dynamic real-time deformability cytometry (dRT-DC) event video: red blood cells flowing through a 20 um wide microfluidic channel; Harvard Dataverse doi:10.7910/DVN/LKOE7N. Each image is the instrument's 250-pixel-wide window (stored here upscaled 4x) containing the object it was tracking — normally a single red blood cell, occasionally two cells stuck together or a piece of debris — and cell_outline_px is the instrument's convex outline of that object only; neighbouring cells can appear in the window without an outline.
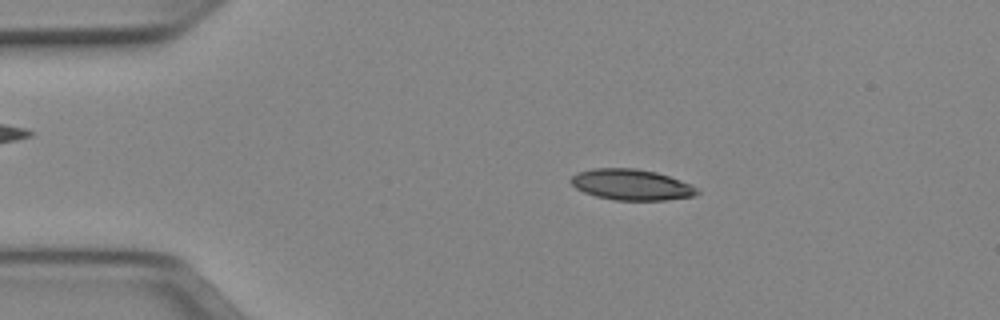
{"species": "Egyptian fruit bat (a non-hibernating species)", "species_latin": "Rousettus aegyptiacus", "temperature_condition": "cold", "stored_images_in_passage": 50, "camera_frame_rate_fps": 3000, "um_per_image_px": 0.085, "animal": {"sex": "female"}, "frame": {"image": 1, "passage_image": 9, "time_ms": 2.667, "image_size_px": [1000, 320], "cell_outline_px": [[700, 192], [692, 196], [664, 200], [612, 200], [596, 196], [584, 192], [576, 188], [568, 180], [576, 172], [592, 168], [636, 168], [656, 172], [692, 184]], "centroid_in_image_um": [53.63, 15.69], "position_along_channel_um": 31.4, "area_um2": 22.77}}
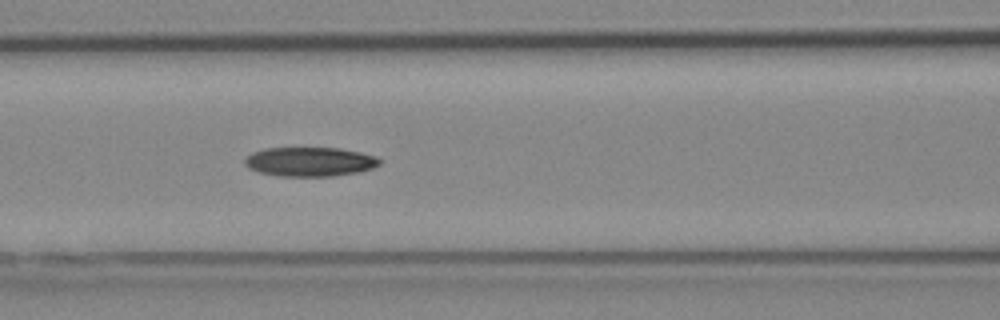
{"frame": {"image": 2, "passage_image": 21, "time_ms": 6.667, "image_size_px": [1000, 320], "cell_outline_px": [[384, 160], [380, 164], [372, 168], [360, 172], [332, 176], [280, 176], [260, 172], [248, 168], [244, 164], [244, 156], [252, 152], [264, 148], [340, 148], [360, 152], [376, 156]], "centroid_in_image_um": [26.34, 13.74], "position_along_channel_um": 140.3, "area_um2": 23.24}}
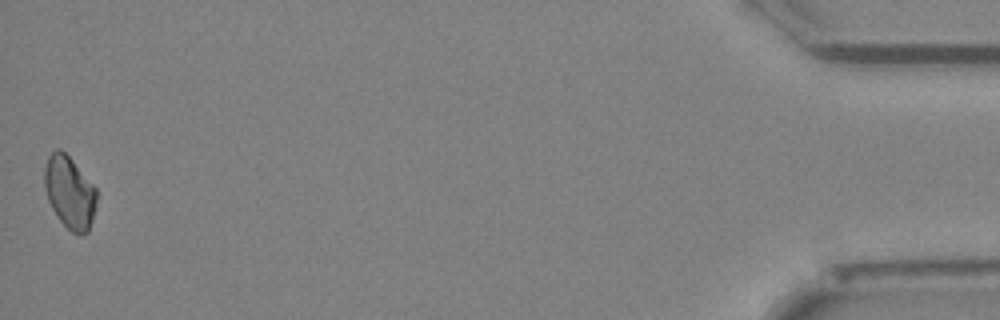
{"frame": {"image": 3, "passage_image": 50, "time_ms": 16.333, "image_size_px": [1000, 320], "cell_outline_px": [[96, 204], [88, 232], [80, 236], [72, 232], [56, 216], [48, 200], [44, 188], [44, 168], [48, 156], [56, 148], [60, 148], [72, 160], [96, 188]], "centroid_in_image_um": [5.9, 16.35], "position_along_channel_um": 429.3, "area_um2": 21.91}}